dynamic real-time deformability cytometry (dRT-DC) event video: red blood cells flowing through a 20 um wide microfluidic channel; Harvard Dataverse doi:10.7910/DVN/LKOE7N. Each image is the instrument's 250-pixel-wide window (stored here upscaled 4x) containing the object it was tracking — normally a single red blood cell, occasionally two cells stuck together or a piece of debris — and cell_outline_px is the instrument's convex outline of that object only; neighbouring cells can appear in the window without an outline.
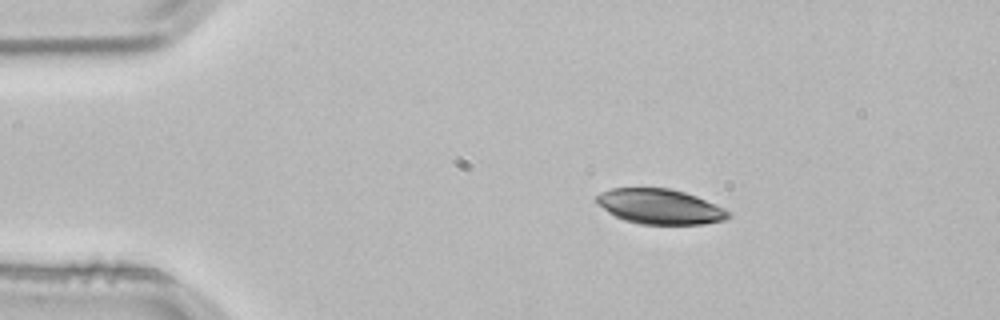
{"species": "common noctule bat (a hibernating species)", "species_latin": "Nyctalus noctula", "temperature_condition": "room temperature", "stored_images_in_passage": 1, "camera_frame_rate_fps": 3000, "um_per_image_px": 0.085, "animal": {"sex": "male", "body_mass_g": 21.5, "forearm_length_mm": 52.0}, "frame": {"image": 1, "passage_image": 1, "time_ms": 0.0, "image_size_px": [1000, 320], "cell_outline_px": [[732, 216], [728, 220], [704, 224], [640, 224], [624, 220], [608, 212], [596, 200], [596, 196], [600, 192], [612, 188], [668, 188], [684, 192], [696, 196], [724, 208], [732, 212]], "centroid_in_image_um": [56.15, 17.57], "position_along_channel_um": 28.9, "area_um2": 26.93}}